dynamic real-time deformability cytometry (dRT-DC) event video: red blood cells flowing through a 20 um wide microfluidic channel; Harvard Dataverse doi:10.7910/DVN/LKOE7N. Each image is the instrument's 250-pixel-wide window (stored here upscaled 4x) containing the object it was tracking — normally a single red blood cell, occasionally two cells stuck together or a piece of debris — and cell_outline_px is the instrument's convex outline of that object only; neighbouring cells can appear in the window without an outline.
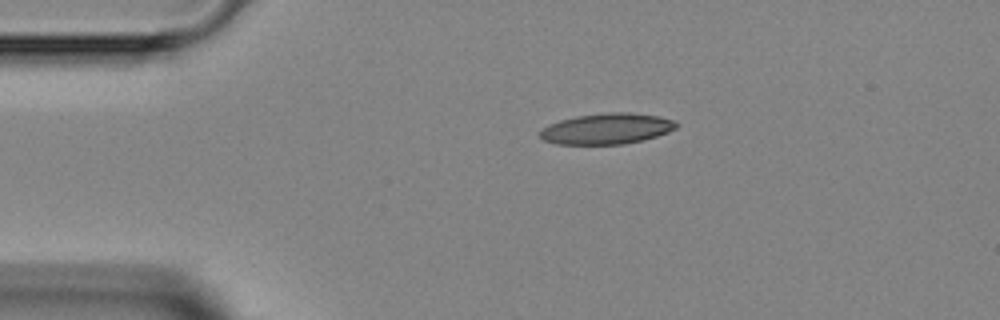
{"species": "Egyptian fruit bat (a non-hibernating species)", "species_latin": "Rousettus aegyptiacus", "temperature_condition": "room temperature", "stored_images_in_passage": 1, "camera_frame_rate_fps": 3000, "um_per_image_px": 0.085, "animal": {"sex": "female"}, "frame": {"image": 1, "passage_image": 1, "time_ms": 0.0, "image_size_px": [1000, 320], "cell_outline_px": [[676, 128], [668, 132], [656, 136], [624, 144], [556, 144], [544, 140], [540, 136], [540, 132], [544, 128], [560, 120], [576, 116], [604, 112], [628, 112], [660, 116], [676, 120]], "centroid_in_image_um": [51.6, 10.93], "position_along_channel_um": 33.4, "area_um2": 24.33}}